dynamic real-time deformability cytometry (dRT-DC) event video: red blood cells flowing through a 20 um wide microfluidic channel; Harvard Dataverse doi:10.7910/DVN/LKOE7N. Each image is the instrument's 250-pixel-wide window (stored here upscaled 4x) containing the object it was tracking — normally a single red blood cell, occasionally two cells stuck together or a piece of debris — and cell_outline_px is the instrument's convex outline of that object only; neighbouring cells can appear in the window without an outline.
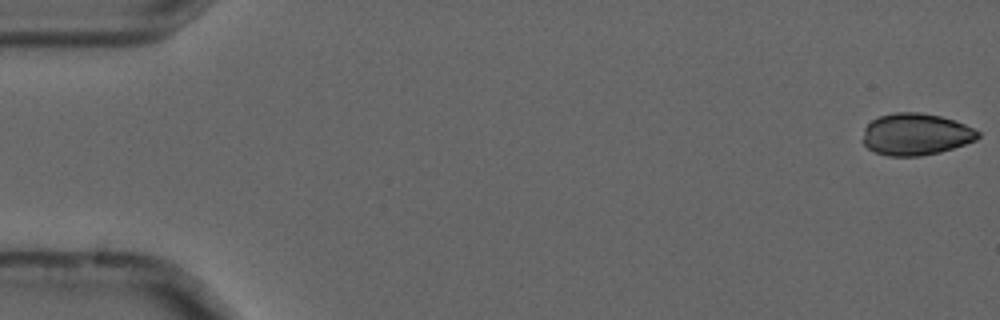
{"species": "common noctule bat (a hibernating species)", "species_latin": "Nyctalus noctula", "temperature_condition": "cold", "stored_images_in_passage": 7, "camera_frame_rate_fps": 3000, "um_per_image_px": 0.085, "animal": {"sex": "male", "forearm_length_mm": 52.5}, "frame": {"image": 1, "passage_image": 1, "time_ms": 0.0, "image_size_px": [1000, 320], "cell_outline_px": [[980, 136], [976, 140], [940, 152], [920, 156], [888, 156], [876, 152], [868, 148], [860, 140], [864, 128], [872, 120], [880, 116], [896, 112], [920, 112], [940, 116], [956, 120], [980, 132]], "centroid_in_image_um": [77.82, 11.41], "position_along_channel_um": 7.2, "area_um2": 28.21}}